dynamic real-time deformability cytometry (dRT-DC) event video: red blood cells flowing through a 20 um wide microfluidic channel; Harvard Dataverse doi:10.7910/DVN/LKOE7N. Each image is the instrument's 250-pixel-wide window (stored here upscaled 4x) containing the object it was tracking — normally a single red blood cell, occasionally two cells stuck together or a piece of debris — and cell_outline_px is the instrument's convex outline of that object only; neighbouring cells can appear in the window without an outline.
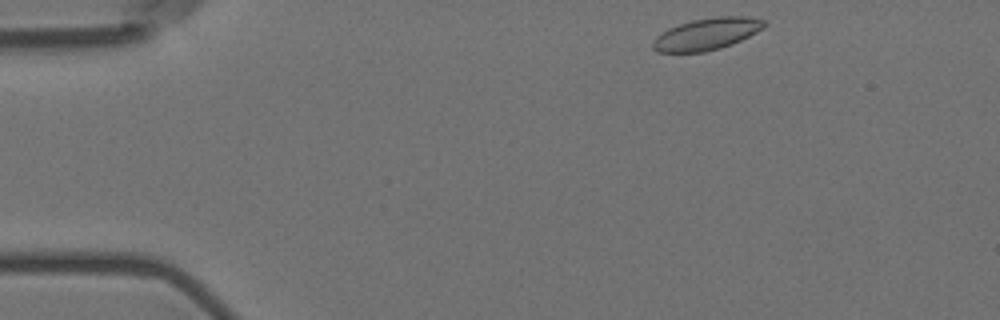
{"species": "Egyptian fruit bat (a non-hibernating species)", "species_latin": "Rousettus aegyptiacus", "temperature_condition": "room temperature", "stored_images_in_passage": 50, "camera_frame_rate_fps": 3000, "um_per_image_px": 0.085, "animal": {"sex": "female"}, "frame": {"image": 1, "passage_image": 1, "time_ms": 0.0, "image_size_px": [1000, 320], "cell_outline_px": [[768, 24], [764, 28], [732, 44], [720, 48], [704, 52], [656, 52], [652, 48], [652, 40], [656, 36], [668, 28], [692, 20], [720, 16], [748, 16], [764, 20]], "centroid_in_image_um": [60.07, 2.89], "position_along_channel_um": 24.9, "area_um2": 20.69}}
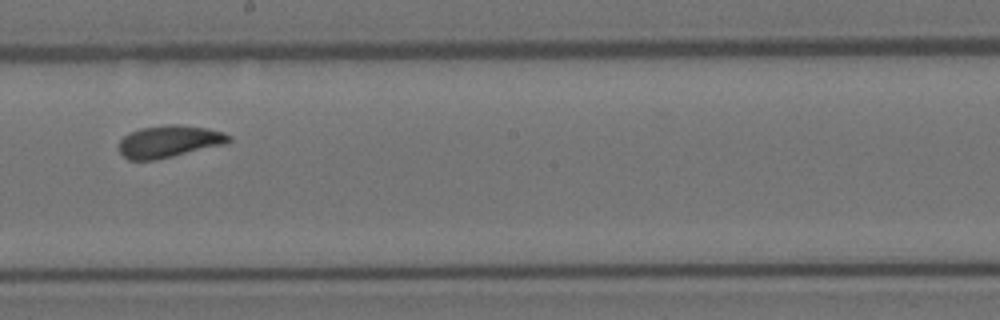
{"frame": {"image": 2, "passage_image": 25, "time_ms": 8.0, "image_size_px": [1000, 320], "cell_outline_px": [[232, 140], [224, 144], [172, 156], [152, 160], [128, 160], [120, 152], [120, 140], [124, 136], [140, 128], [168, 124], [180, 124], [208, 128], [224, 132], [232, 136]], "centroid_in_image_um": [14.4, 12.0], "position_along_channel_um": 233.8, "area_um2": 20.4}}
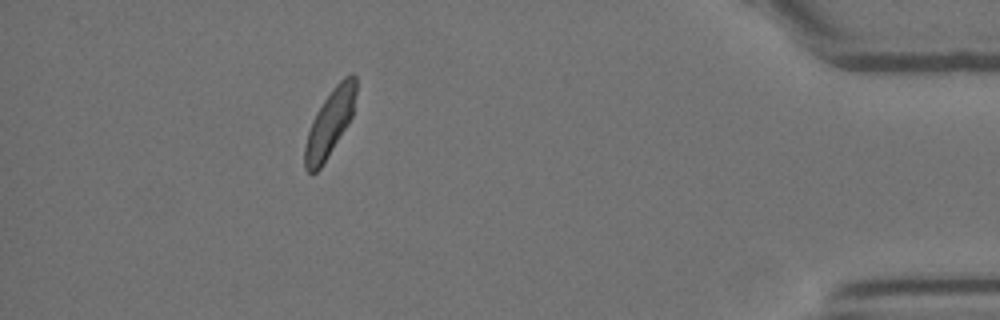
{"frame": {"image": 3, "passage_image": 44, "time_ms": 14.333, "image_size_px": [1000, 320], "cell_outline_px": [[356, 92], [352, 116], [348, 124], [320, 168], [316, 172], [308, 172], [304, 168], [304, 148], [308, 132], [312, 120], [316, 112], [332, 88], [344, 76], [352, 72], [356, 76]], "centroid_in_image_um": [28.03, 10.42], "position_along_channel_um": 407.2, "area_um2": 19.65}, "authors_computed_cell_mechanics": {"area_um2": 20.3456, "velocity_mm_per_s": 3.5384, "shape_relaxation_time_tau1_ms": 3.1985, "shape_relaxation_time_tau2_ms": 2.1467, "deformation_change_tau1": 0.0941, "deformation_change_tau2": 0.0617}}